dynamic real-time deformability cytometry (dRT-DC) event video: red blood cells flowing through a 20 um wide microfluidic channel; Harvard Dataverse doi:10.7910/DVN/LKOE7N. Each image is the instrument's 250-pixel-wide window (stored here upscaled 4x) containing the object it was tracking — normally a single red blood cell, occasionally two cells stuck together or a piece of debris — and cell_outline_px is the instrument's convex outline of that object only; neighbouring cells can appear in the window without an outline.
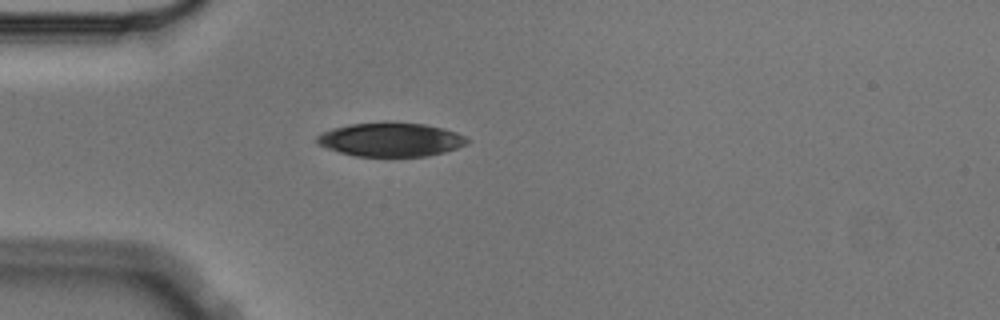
{"species": "Egyptian fruit bat (a non-hibernating species)", "species_latin": "Rousettus aegyptiacus", "temperature_condition": "cold", "stored_images_in_passage": 1, "camera_frame_rate_fps": 3000, "um_per_image_px": 0.085, "animal": {"sex": "male"}, "frame": {"image": 1, "passage_image": 1, "time_ms": 0.0, "image_size_px": [1000, 320], "cell_outline_px": [[472, 140], [468, 144], [444, 152], [428, 156], [356, 156], [340, 152], [328, 148], [320, 144], [316, 140], [316, 136], [320, 132], [332, 128], [348, 124], [424, 124], [444, 128], [456, 132]], "centroid_in_image_um": [33.24, 11.88], "position_along_channel_um": 51.8, "area_um2": 29.07}}